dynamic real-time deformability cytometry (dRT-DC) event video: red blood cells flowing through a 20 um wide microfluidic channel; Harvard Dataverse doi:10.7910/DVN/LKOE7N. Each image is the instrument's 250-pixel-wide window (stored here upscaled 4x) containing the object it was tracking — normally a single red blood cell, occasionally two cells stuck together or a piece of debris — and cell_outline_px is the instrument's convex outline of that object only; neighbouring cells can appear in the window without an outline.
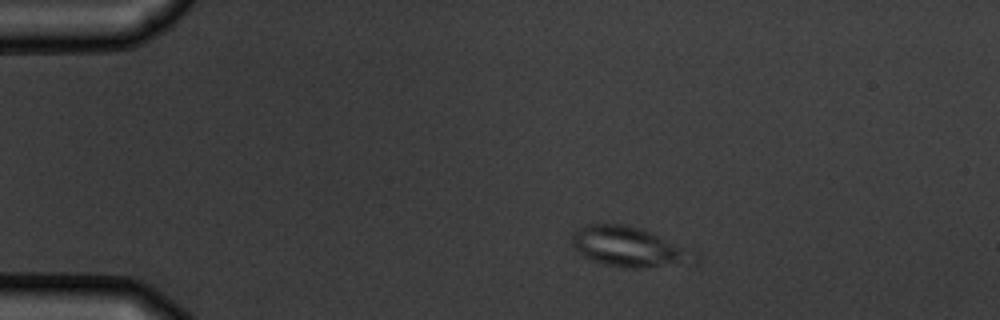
{"species": "common noctule bat (a hibernating species)", "species_latin": "Nyctalus noctula", "temperature_condition": "warm", "stored_images_in_passage": 3, "camera_frame_rate_fps": 3000, "um_per_image_px": 0.085, "animal": {"sex": "male", "body_mass_g": 19.5, "forearm_length_mm": 54.6}, "frame": {"image": 1, "passage_image": 1, "time_ms": 0.0, "image_size_px": [1000, 320], "cell_outline_px": [[700, 260], [696, 264], [640, 268], [624, 268], [604, 264], [592, 260], [584, 256], [572, 244], [572, 232], [576, 228], [588, 224], [624, 224], [640, 228], [700, 252]], "centroid_in_image_um": [53.58, 21.01], "position_along_channel_um": 31.4, "area_um2": 29.25}}